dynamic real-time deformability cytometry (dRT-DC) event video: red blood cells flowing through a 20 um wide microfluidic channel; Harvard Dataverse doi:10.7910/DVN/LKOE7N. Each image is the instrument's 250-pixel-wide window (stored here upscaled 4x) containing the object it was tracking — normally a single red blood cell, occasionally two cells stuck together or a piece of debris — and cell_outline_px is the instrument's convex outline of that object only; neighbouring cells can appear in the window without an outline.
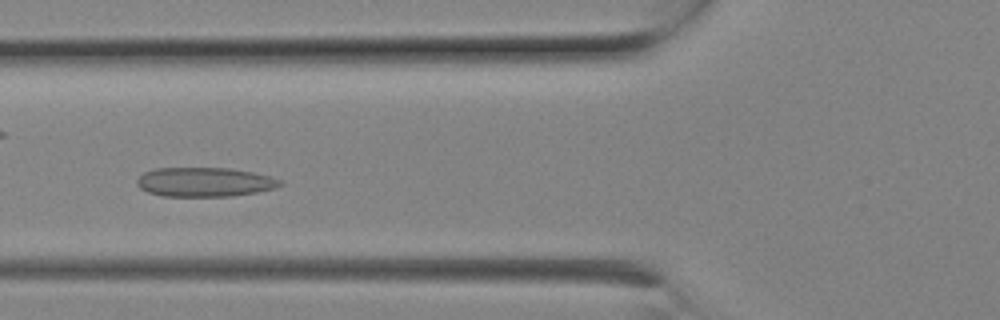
{"species": "Egyptian fruit bat (a non-hibernating species)", "species_latin": "Rousettus aegyptiacus", "temperature_condition": "room temperature", "stored_images_in_passage": 9, "camera_frame_rate_fps": 3000, "um_per_image_px": 0.085, "animal": {"sex": "female"}, "frame": {"image": 1, "passage_image": 7, "time_ms": 2.0, "image_size_px": [1000, 320], "cell_outline_px": [[284, 184], [276, 188], [256, 192], [232, 196], [160, 196], [148, 192], [140, 188], [136, 184], [136, 180], [144, 172], [156, 168], [232, 168], [272, 176], [280, 180]], "centroid_in_image_um": [17.4, 15.47], "position_along_channel_um": 108.4, "area_um2": 24.57}}
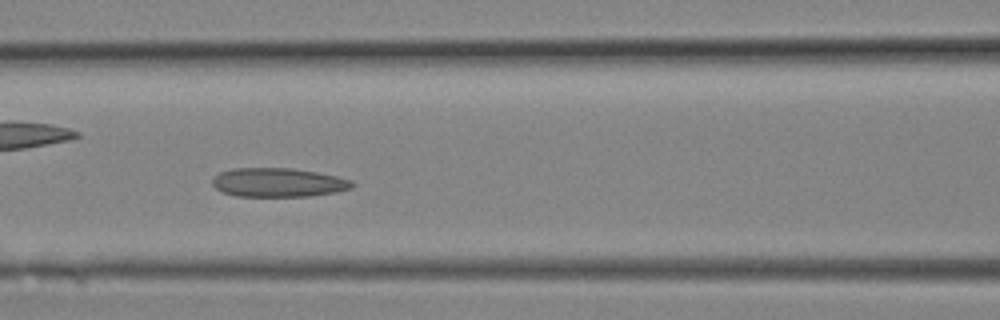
{"frame": {"image": 2, "passage_image": 8, "time_ms": 2.333, "image_size_px": [1000, 320], "cell_outline_px": [[356, 184], [352, 188], [336, 192], [308, 196], [236, 196], [224, 192], [216, 188], [212, 184], [212, 180], [220, 172], [232, 168], [292, 168], [316, 172], [336, 176], [352, 180]], "centroid_in_image_um": [23.67, 15.51], "position_along_channel_um": 142.9, "area_um2": 23.52}}